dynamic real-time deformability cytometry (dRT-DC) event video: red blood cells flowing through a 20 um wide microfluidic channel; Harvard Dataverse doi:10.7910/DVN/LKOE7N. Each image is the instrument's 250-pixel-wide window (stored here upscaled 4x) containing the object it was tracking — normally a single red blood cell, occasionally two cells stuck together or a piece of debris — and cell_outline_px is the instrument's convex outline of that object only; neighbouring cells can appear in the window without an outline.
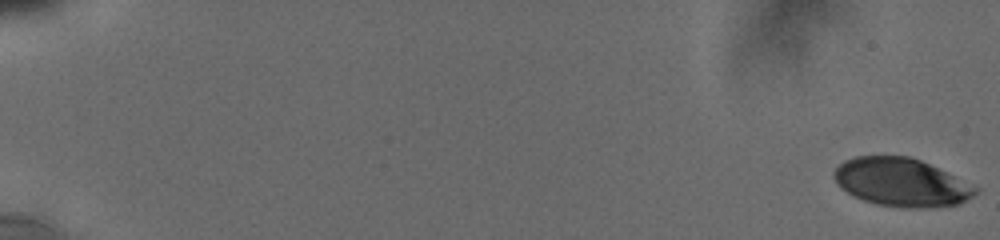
{"species": "human", "species_latin": "Homo sapiens", "temperature_condition": "cold", "stored_images_in_passage": 51, "camera_frame_rate_fps": 3000, "um_per_image_px": 0.085, "donor": {"sex": "male"}, "frame": {"image": 1, "passage_image": 1, "time_ms": 0.0, "image_size_px": [1000, 240], "cell_outline_px": [[980, 192], [960, 204], [928, 208], [908, 208], [876, 204], [852, 196], [840, 188], [836, 184], [832, 176], [832, 172], [844, 160], [856, 156], [908, 156], [920, 160], [980, 188]], "centroid_in_image_um": [76.59, 15.51], "position_along_channel_um": 8.4, "area_um2": 40.0}}
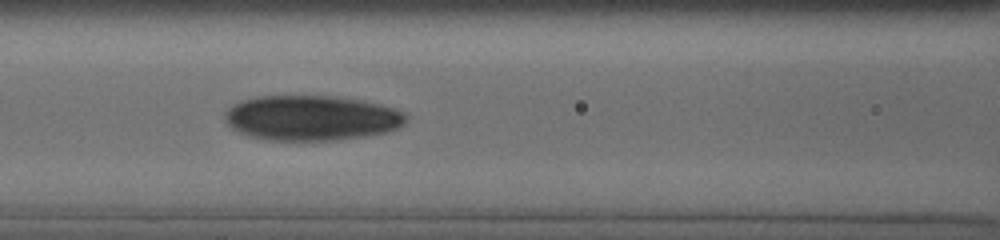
{"frame": {"image": 2, "passage_image": 46, "time_ms": 9.0, "image_size_px": [1000, 240], "cell_outline_px": [[404, 124], [388, 132], [364, 136], [336, 140], [264, 140], [248, 136], [232, 128], [224, 120], [224, 112], [232, 104], [240, 100], [256, 96], [332, 96], [360, 100], [392, 108], [404, 112]], "centroid_in_image_um": [26.39, 10.03], "position_along_channel_um": 140.2, "area_um2": 47.57}}
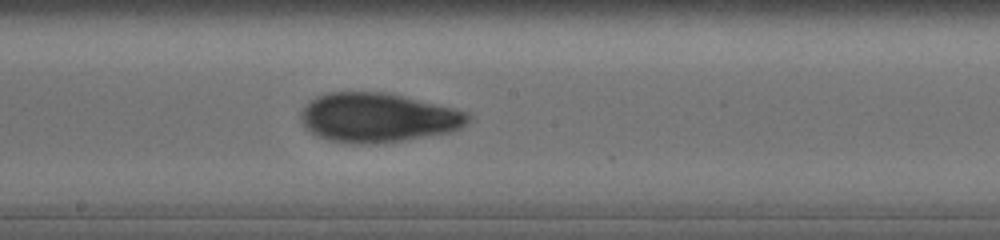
{"frame": {"image": 3, "passage_image": 51, "time_ms": 11.0, "image_size_px": [1000, 240], "cell_outline_px": [[472, 116], [460, 128], [448, 132], [404, 140], [376, 144], [356, 144], [328, 140], [316, 136], [304, 124], [300, 116], [300, 112], [316, 96], [328, 92], [384, 92], [452, 108], [468, 112]], "centroid_in_image_um": [32.09, 10.01], "position_along_channel_um": 216.1, "area_um2": 47.51}}